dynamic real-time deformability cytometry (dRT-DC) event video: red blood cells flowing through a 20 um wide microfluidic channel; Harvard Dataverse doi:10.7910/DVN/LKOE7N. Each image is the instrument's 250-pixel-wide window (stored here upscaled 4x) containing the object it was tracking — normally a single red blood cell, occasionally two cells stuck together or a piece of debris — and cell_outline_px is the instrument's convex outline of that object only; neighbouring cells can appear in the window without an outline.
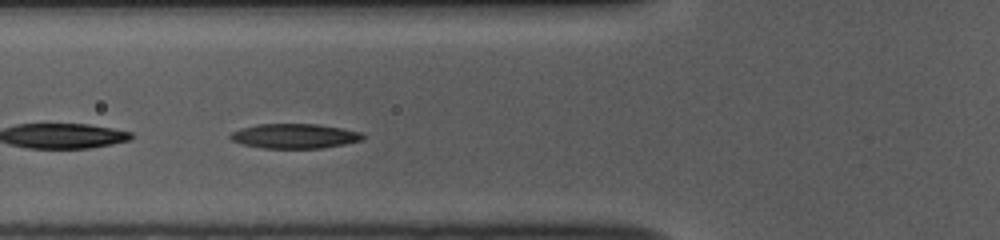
{"species": "common noctule bat (a hibernating species)", "species_latin": "Nyctalus noctula", "temperature_condition": "room temperature", "stored_images_in_passage": 45, "camera_frame_rate_fps": 3000, "um_per_image_px": 0.085, "animal": {"sex": "female", "body_mass_g": 10.0, "forearm_length_mm": 53.1}, "frame": {"image": 1, "passage_image": 13, "time_ms": 4.0, "image_size_px": [1000, 240], "cell_outline_px": [[368, 136], [364, 140], [344, 144], [320, 148], [264, 148], [240, 144], [232, 140], [228, 136], [232, 132], [240, 128], [256, 124], [316, 124], [364, 132]], "centroid_in_image_um": [25.07, 11.56], "position_along_channel_um": 100.7, "area_um2": 19.25}}
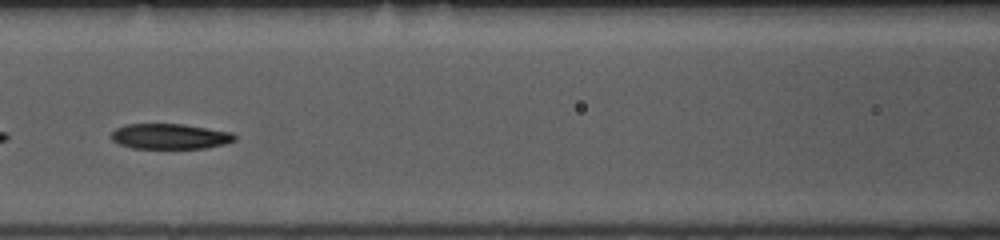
{"frame": {"image": 2, "passage_image": 17, "time_ms": 5.333, "image_size_px": [1000, 240], "cell_outline_px": [[236, 140], [224, 144], [204, 148], [132, 148], [120, 144], [112, 140], [108, 136], [116, 128], [128, 124], [184, 124], [232, 132], [236, 136]], "centroid_in_image_um": [14.44, 11.59], "position_along_channel_um": 152.2, "area_um2": 18.26}}
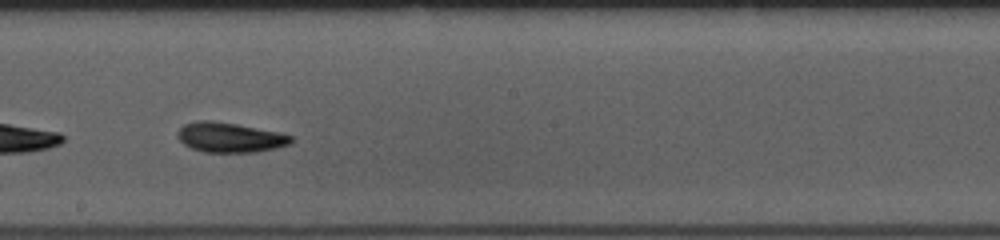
{"frame": {"image": 3, "passage_image": 23, "time_ms": 7.333, "image_size_px": [1000, 240], "cell_outline_px": [[292, 144], [276, 148], [256, 152], [204, 152], [192, 148], [184, 144], [176, 136], [176, 132], [184, 124], [196, 120], [212, 120], [236, 124], [280, 132], [292, 136]], "centroid_in_image_um": [19.53, 11.67], "position_along_channel_um": 228.7, "area_um2": 19.88}, "authors_computed_cell_mechanics": {"area_um2": 19.8832, "velocity_mm_per_s": 3.8364, "shape_relaxation_time_tau1_ms": null, "shape_relaxation_time_tau2_ms": 2.7456, "deformation_change_tau1": null, "deformation_change_tau2": 0.0692}}